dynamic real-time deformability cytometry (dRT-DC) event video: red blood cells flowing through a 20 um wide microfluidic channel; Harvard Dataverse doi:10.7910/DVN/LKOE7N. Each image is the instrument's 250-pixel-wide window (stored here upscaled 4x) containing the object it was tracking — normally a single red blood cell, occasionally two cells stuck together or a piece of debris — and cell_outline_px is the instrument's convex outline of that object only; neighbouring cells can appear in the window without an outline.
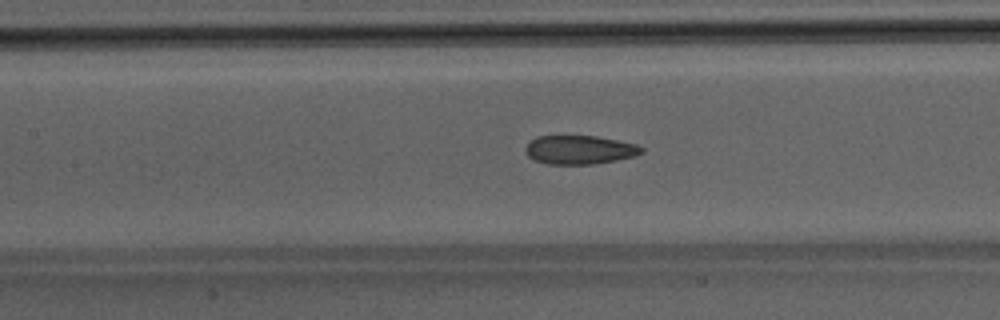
{"species": "Egyptian fruit bat (a non-hibernating species)", "species_latin": "Rousettus aegyptiacus", "temperature_condition": "room temperature", "stored_images_in_passage": 49, "camera_frame_rate_fps": 3000, "um_per_image_px": 0.085, "animal": {"sex": "male"}, "frame": {"image": 1, "passage_image": 23, "time_ms": 7.333, "image_size_px": [1000, 320], "cell_outline_px": [[644, 152], [636, 156], [616, 160], [592, 164], [548, 164], [536, 160], [528, 156], [524, 152], [524, 148], [536, 136], [596, 136], [636, 144], [644, 148]], "centroid_in_image_um": [49.27, 12.73], "position_along_channel_um": 158.1, "area_um2": 19.42}}
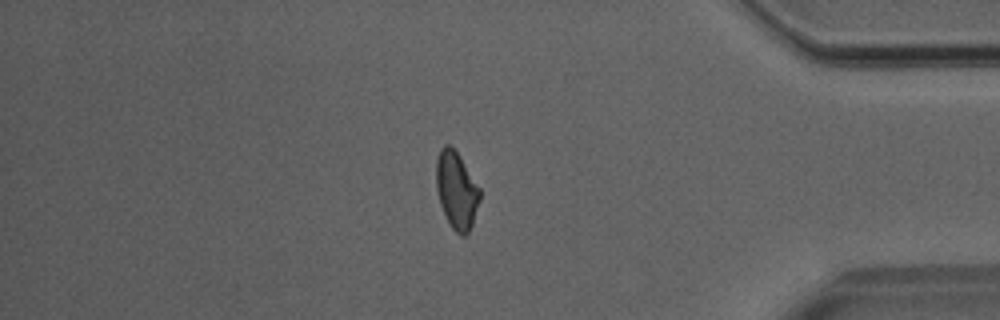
{"frame": {"image": 2, "passage_image": 42, "time_ms": 13.667, "image_size_px": [1000, 320], "cell_outline_px": [[480, 200], [472, 224], [468, 232], [464, 236], [460, 236], [452, 228], [440, 204], [436, 188], [436, 160], [440, 148], [444, 144], [448, 144], [460, 156], [480, 188]], "centroid_in_image_um": [38.8, 16.16], "position_along_channel_um": 396.4, "area_um2": 19.54}}
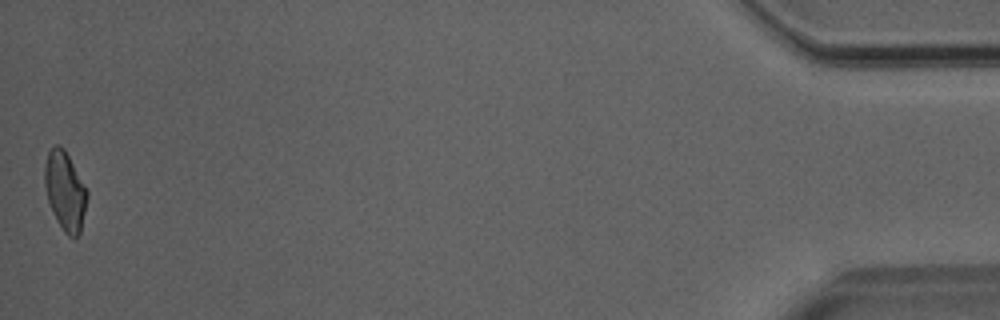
{"frame": {"image": 3, "passage_image": 49, "time_ms": 16.0, "image_size_px": [1000, 320], "cell_outline_px": [[88, 196], [80, 232], [76, 236], [68, 236], [64, 232], [56, 220], [48, 200], [44, 184], [44, 168], [48, 152], [56, 144], [60, 144], [64, 148], [88, 192]], "centroid_in_image_um": [5.52, 16.22], "position_along_channel_um": 429.7, "area_um2": 19.25}}